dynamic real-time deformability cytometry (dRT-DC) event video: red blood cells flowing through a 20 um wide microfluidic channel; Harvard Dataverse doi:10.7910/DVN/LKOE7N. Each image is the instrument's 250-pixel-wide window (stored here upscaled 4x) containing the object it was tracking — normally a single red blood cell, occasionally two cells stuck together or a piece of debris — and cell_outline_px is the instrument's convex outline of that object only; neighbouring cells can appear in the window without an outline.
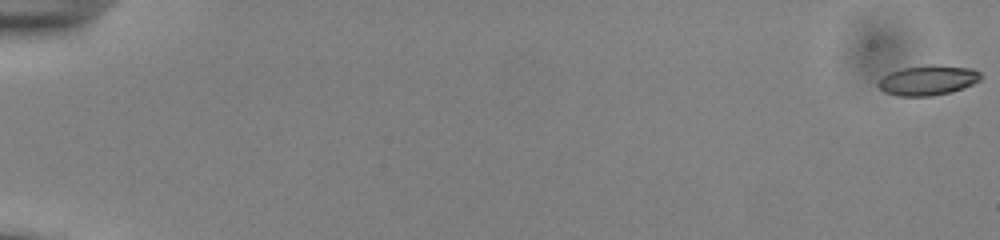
{"species": "common noctule bat (a hibernating species)", "species_latin": "Nyctalus noctula", "temperature_condition": "cold", "stored_images_in_passage": 56, "camera_frame_rate_fps": 3000, "um_per_image_px": 0.085, "animal": {"sex": "male", "body_mass_g": 13.0, "forearm_length_mm": 53.1}, "frame": {"image": 1, "passage_image": 1, "time_ms": 0.0, "image_size_px": [1000, 240], "cell_outline_px": [[984, 76], [980, 80], [972, 84], [952, 92], [932, 96], [900, 96], [884, 92], [876, 84], [884, 76], [892, 72], [904, 68], [972, 68], [980, 72]], "centroid_in_image_um": [78.88, 6.89], "position_along_channel_um": 6.1, "area_um2": 16.88}}
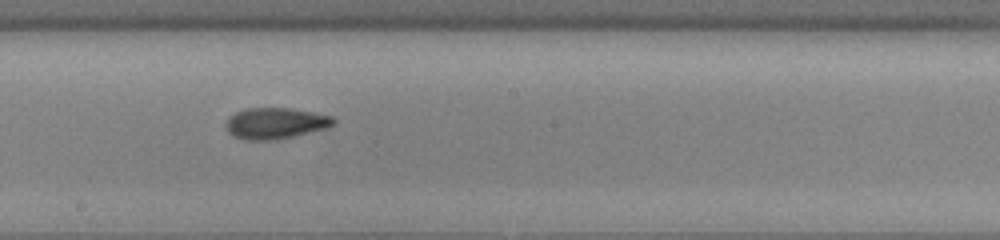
{"frame": {"image": 2, "passage_image": 33, "time_ms": 10.667, "image_size_px": [1000, 240], "cell_outline_px": [[336, 124], [324, 128], [276, 140], [248, 140], [236, 136], [228, 132], [228, 116], [244, 108], [292, 108], [332, 116], [336, 120]], "centroid_in_image_um": [23.43, 10.46], "position_along_channel_um": 224.8, "area_um2": 19.25}}
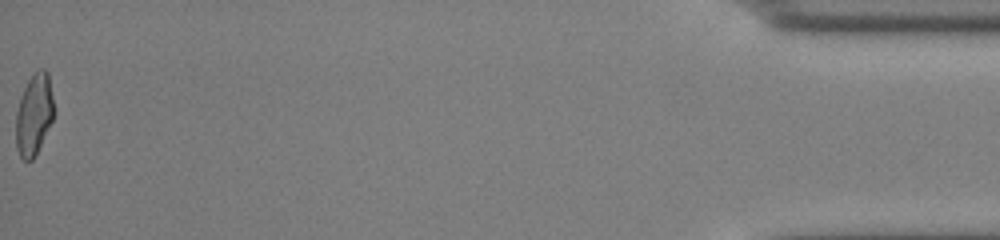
{"frame": {"image": 3, "passage_image": 56, "time_ms": 18.333, "image_size_px": [1000, 240], "cell_outline_px": [[52, 120], [36, 156], [32, 160], [24, 160], [20, 156], [16, 148], [16, 112], [24, 88], [28, 80], [40, 68], [44, 68], [48, 72], [52, 96]], "centroid_in_image_um": [2.87, 9.76], "position_along_channel_um": 432.3, "area_um2": 17.69}, "authors_computed_cell_mechanics": {"area_um2": 18.6405, "velocity_mm_per_s": 3.873, "shape_relaxation_time_tau1_ms": 4.6109, "shape_relaxation_time_tau2_ms": 2.7637, "deformation_change_tau1": 0.1699, "deformation_change_tau2": 0.106}}